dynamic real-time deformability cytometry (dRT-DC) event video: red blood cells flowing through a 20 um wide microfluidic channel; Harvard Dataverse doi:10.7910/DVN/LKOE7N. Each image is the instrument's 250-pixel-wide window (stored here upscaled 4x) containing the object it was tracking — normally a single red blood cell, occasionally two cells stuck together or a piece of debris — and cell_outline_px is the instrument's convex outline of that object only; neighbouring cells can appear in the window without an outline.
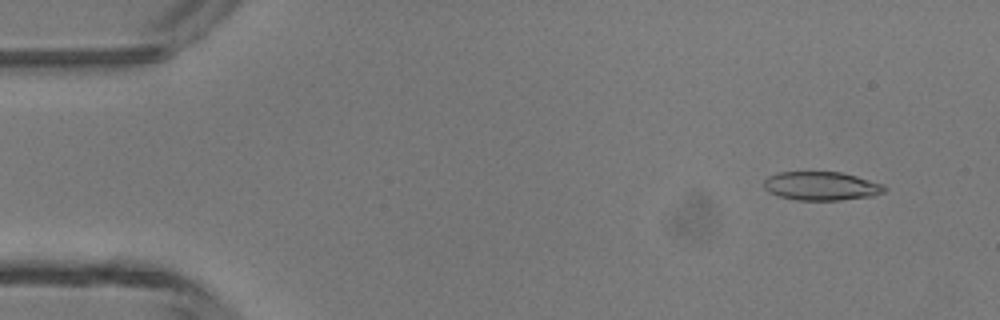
{"species": "common noctule bat (a hibernating species)", "species_latin": "Nyctalus noctula", "temperature_condition": "room temperature", "stored_images_in_passage": 47, "camera_frame_rate_fps": 3000, "um_per_image_px": 0.085, "animal": {"sex": "male", "body_mass_g": 13.3}, "frame": {"image": 1, "passage_image": 4, "time_ms": 1.0, "image_size_px": [1000, 320], "cell_outline_px": [[888, 188], [884, 192], [872, 196], [840, 200], [796, 200], [776, 196], [768, 192], [764, 188], [764, 180], [768, 176], [776, 172], [840, 172], [856, 176], [884, 184]], "centroid_in_image_um": [69.79, 15.81], "position_along_channel_um": 15.2, "area_um2": 20.35}}
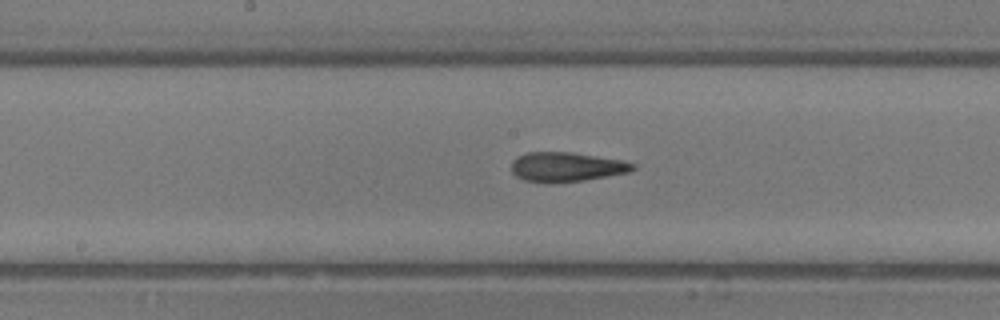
{"frame": {"image": 2, "passage_image": 24, "time_ms": 7.667, "image_size_px": [1000, 320], "cell_outline_px": [[636, 168], [628, 172], [608, 176], [584, 180], [552, 184], [548, 184], [524, 180], [516, 176], [512, 172], [512, 160], [516, 156], [528, 152], [572, 152], [624, 160], [636, 164]], "centroid_in_image_um": [48.14, 14.19], "position_along_channel_um": 200.1, "area_um2": 21.21}}
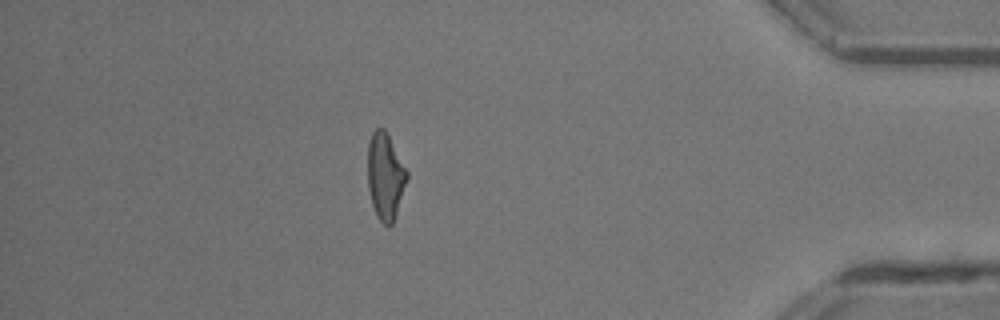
{"frame": {"image": 3, "passage_image": 41, "time_ms": 13.333, "image_size_px": [1000, 320], "cell_outline_px": [[408, 180], [396, 216], [392, 224], [384, 224], [376, 216], [372, 204], [368, 188], [368, 144], [372, 132], [376, 128], [384, 128], [408, 172]], "centroid_in_image_um": [32.75, 15.0], "position_along_channel_um": 402.4, "area_um2": 19.77}, "authors_computed_cell_mechanics": {"area_um2": 20.5768, "velocity_mm_per_s": 4.3758, "shape_relaxation_time_tau1_ms": 8.7597, "shape_relaxation_time_tau2_ms": 1.8566, "deformation_change_tau1": 0.2868, "deformation_change_tau2": 0.1109}}